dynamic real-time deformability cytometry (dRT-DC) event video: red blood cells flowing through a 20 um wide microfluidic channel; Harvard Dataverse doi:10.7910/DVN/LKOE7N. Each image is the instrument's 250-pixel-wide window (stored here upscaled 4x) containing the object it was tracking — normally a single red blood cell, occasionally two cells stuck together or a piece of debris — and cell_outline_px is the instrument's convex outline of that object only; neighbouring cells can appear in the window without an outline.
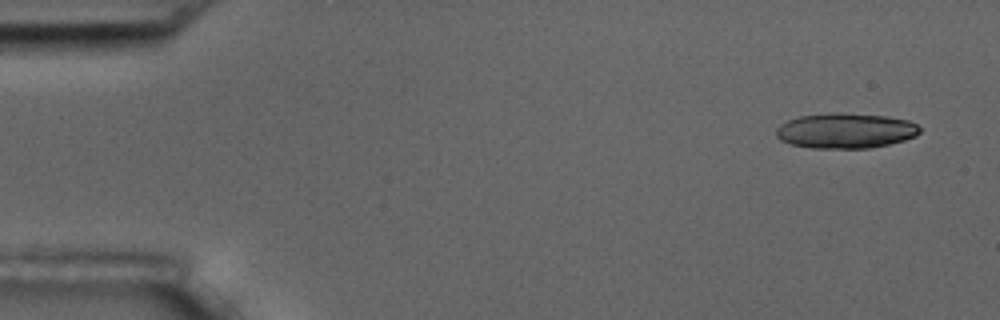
{"species": "common noctule bat (a hibernating species)", "species_latin": "Nyctalus noctula", "temperature_condition": "room temperature", "stored_images_in_passage": 6, "camera_frame_rate_fps": 3000, "um_per_image_px": 0.085, "animal": {"sex": "male", "body_mass_g": 17.5, "forearm_length_mm": 52.3}, "frame": {"image": 1, "passage_image": 1, "time_ms": 0.0, "image_size_px": [1000, 320], "cell_outline_px": [[920, 132], [916, 136], [904, 140], [888, 144], [868, 148], [812, 148], [792, 144], [780, 140], [776, 136], [776, 128], [780, 124], [788, 120], [800, 116], [832, 112], [888, 116], [908, 120], [916, 124], [920, 128]], "centroid_in_image_um": [71.86, 11.1], "position_along_channel_um": 13.1, "area_um2": 29.48}}